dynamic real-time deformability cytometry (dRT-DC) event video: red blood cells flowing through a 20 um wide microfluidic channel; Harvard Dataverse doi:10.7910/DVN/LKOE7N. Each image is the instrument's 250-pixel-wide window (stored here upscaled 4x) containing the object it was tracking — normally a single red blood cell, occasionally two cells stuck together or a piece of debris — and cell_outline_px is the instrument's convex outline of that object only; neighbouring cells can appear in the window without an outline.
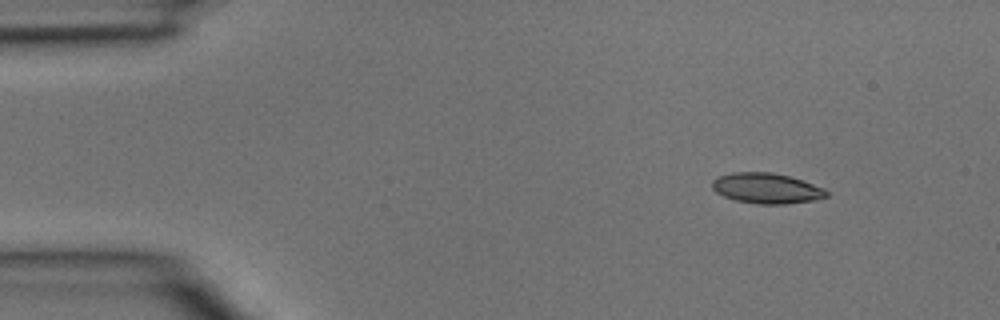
{"species": "common noctule bat (a hibernating species)", "species_latin": "Nyctalus noctula", "temperature_condition": "room temperature", "stored_images_in_passage": 3, "camera_frame_rate_fps": 3000, "um_per_image_px": 0.085, "animal": {"sex": "male", "body_mass_g": 15.6}, "frame": {"image": 1, "passage_image": 1, "time_ms": 0.0, "image_size_px": [1000, 320], "cell_outline_px": [[828, 196], [812, 200], [784, 204], [756, 204], [736, 200], [724, 196], [716, 192], [712, 188], [712, 180], [716, 176], [732, 172], [772, 172], [788, 176], [824, 188], [828, 192]], "centroid_in_image_um": [65.11, 16.0], "position_along_channel_um": 19.9, "area_um2": 20.17}}
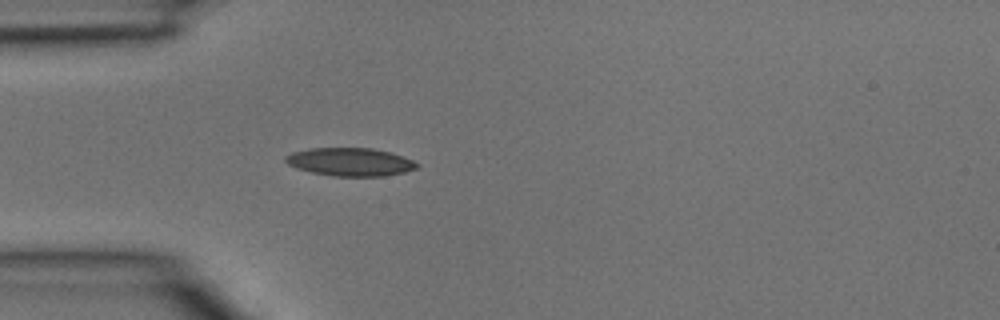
{"frame": {"image": 2, "passage_image": 3, "time_ms": 0.667, "image_size_px": [1000, 320], "cell_outline_px": [[420, 164], [416, 168], [404, 172], [384, 176], [332, 176], [312, 172], [296, 168], [288, 164], [284, 160], [284, 156], [292, 152], [312, 148], [372, 148], [392, 152], [404, 156]], "centroid_in_image_um": [29.77, 13.76], "position_along_channel_um": 55.2, "area_um2": 21.62}}